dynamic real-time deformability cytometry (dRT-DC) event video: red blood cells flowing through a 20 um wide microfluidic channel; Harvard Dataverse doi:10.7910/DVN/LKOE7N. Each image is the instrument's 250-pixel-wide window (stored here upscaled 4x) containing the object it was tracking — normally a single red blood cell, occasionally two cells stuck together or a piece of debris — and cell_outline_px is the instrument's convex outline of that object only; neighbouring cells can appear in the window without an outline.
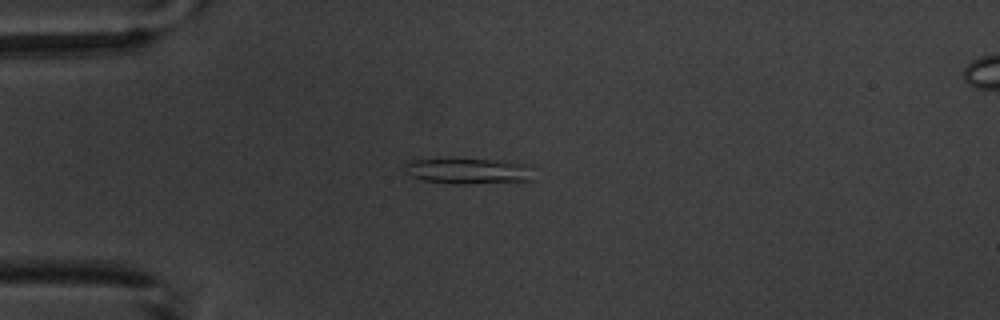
{"species": "common noctule bat (a hibernating species)", "species_latin": "Nyctalus noctula", "temperature_condition": "warm", "stored_images_in_passage": 4, "camera_frame_rate_fps": 3000, "um_per_image_px": 0.085, "animal": {"sex": "male", "body_mass_g": 20.1, "forearm_length_mm": 53.5}, "frame": {"image": 1, "passage_image": 3, "time_ms": 2.333, "image_size_px": [1000, 320], "cell_outline_px": [[532, 180], [464, 184], [452, 184], [424, 180], [412, 176], [404, 172], [404, 164], [408, 160], [496, 160], [528, 164]], "centroid_in_image_um": [39.75, 14.55], "position_along_channel_um": 45.2, "area_um2": 18.84}}